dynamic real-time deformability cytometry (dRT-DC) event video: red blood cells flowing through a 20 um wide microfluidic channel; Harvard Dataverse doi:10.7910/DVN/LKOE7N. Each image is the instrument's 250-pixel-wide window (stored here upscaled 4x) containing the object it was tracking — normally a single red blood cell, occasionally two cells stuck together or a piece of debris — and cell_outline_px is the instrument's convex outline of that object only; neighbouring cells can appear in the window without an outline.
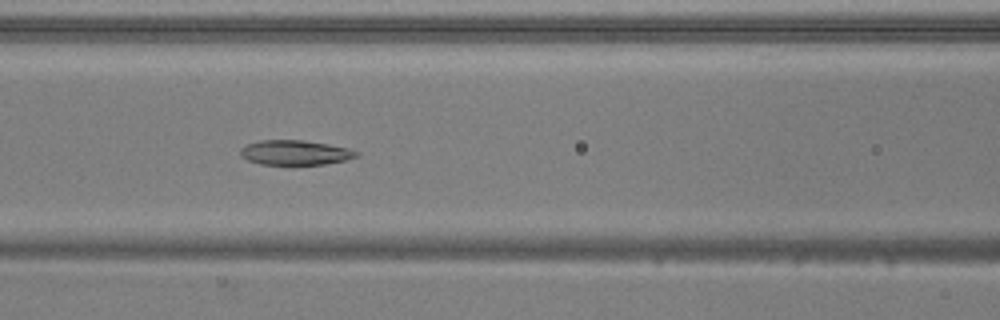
{"species": "common noctule bat (a hibernating species)", "species_latin": "Nyctalus noctula", "temperature_condition": "warm", "stored_images_in_passage": 52, "camera_frame_rate_fps": 3000, "um_per_image_px": 0.085, "animal": {"sex": "male", "body_mass_g": 20.5, "forearm_length_mm": 52.5}, "frame": {"image": 1, "passage_image": 22, "time_ms": 7.0, "image_size_px": [1000, 320], "cell_outline_px": [[360, 152], [356, 156], [344, 160], [324, 164], [260, 164], [248, 160], [240, 156], [240, 148], [248, 144], [260, 140], [304, 140], [328, 144], [348, 148]], "centroid_in_image_um": [25.06, 12.96], "position_along_channel_um": 141.5, "area_um2": 16.59}}
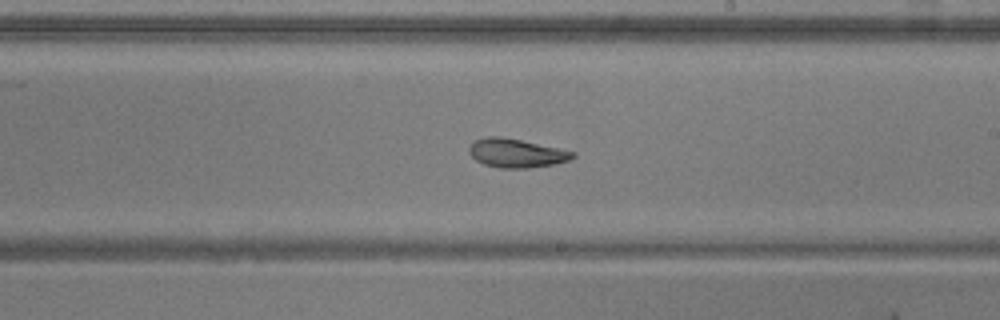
{"frame": {"image": 2, "passage_image": 30, "time_ms": 9.667, "image_size_px": [1000, 320], "cell_outline_px": [[576, 156], [568, 160], [556, 164], [528, 168], [500, 168], [484, 164], [476, 160], [468, 152], [468, 148], [476, 140], [488, 136], [500, 136], [520, 140], [576, 152]], "centroid_in_image_um": [43.89, 13.02], "position_along_channel_um": 245.1, "area_um2": 17.22}}
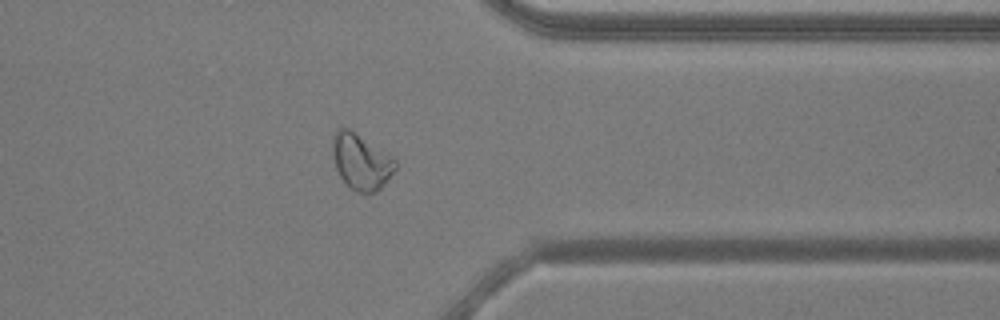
{"frame": {"image": 3, "passage_image": 41, "time_ms": 13.333, "image_size_px": [1000, 320], "cell_outline_px": [[396, 168], [388, 180], [376, 192], [360, 192], [344, 184], [336, 168], [332, 156], [332, 136], [336, 128], [348, 128], [392, 156], [396, 160]], "centroid_in_image_um": [30.66, 13.73], "position_along_channel_um": 380.7, "area_um2": 20.35}, "authors_computed_cell_mechanics": {"area_um2": 20.2589, "velocity_mm_per_s": 3.883, "shape_relaxation_time_tau1_ms": 6.9127, "shape_relaxation_time_tau2_ms": 6.9425, "deformation_change_tau1": 0.187, "deformation_change_tau2": 0.104}}